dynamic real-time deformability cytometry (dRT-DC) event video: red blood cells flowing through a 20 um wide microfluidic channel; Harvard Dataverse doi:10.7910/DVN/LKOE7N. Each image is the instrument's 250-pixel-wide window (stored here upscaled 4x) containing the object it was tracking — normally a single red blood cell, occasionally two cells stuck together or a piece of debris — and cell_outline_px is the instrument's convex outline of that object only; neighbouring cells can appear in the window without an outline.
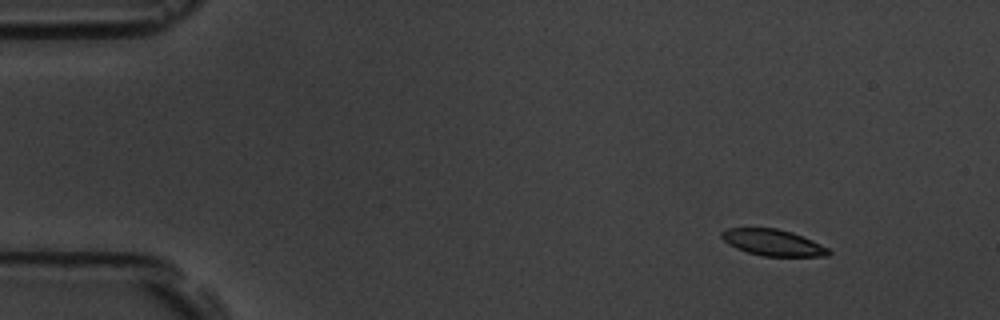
{"species": "common noctule bat (a hibernating species)", "species_latin": "Nyctalus noctula", "temperature_condition": "room temperature", "stored_images_in_passage": 4, "camera_frame_rate_fps": 3000, "um_per_image_px": 0.085, "animal": {"sex": "male", "body_mass_g": 19.5, "forearm_length_mm": 54.6}, "frame": {"image": 1, "passage_image": 1, "time_ms": 0.0, "image_size_px": [1000, 320], "cell_outline_px": [[832, 252], [828, 256], [764, 256], [748, 252], [736, 248], [728, 244], [720, 236], [720, 232], [728, 228], [776, 228], [792, 232], [812, 240], [828, 248]], "centroid_in_image_um": [65.69, 20.61], "position_along_channel_um": 19.3, "area_um2": 16.36}}
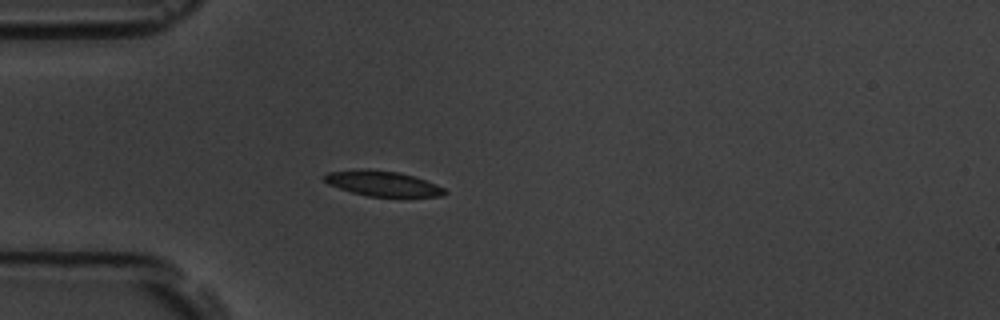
{"frame": {"image": 2, "passage_image": 4, "time_ms": 3.333, "image_size_px": [1000, 320], "cell_outline_px": [[448, 192], [444, 196], [368, 196], [352, 192], [328, 184], [324, 180], [324, 176], [328, 172], [360, 168], [400, 172], [436, 184], [444, 188]], "centroid_in_image_um": [32.51, 15.59], "position_along_channel_um": 52.5, "area_um2": 17.51}}